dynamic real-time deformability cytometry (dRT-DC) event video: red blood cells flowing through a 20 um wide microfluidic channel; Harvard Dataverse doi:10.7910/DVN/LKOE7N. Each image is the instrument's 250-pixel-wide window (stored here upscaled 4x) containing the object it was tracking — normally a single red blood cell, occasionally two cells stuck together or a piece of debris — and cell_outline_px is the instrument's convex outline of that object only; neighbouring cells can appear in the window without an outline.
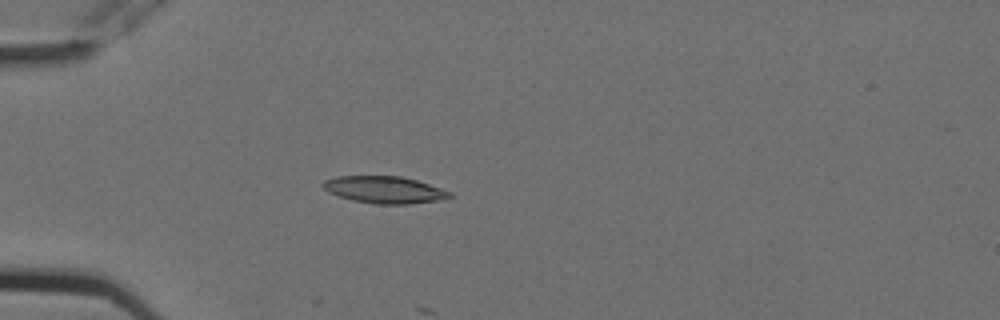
{"species": "Egyptian fruit bat (a non-hibernating species)", "species_latin": "Rousettus aegyptiacus", "temperature_condition": "cold", "stored_images_in_passage": 5, "camera_frame_rate_fps": 3000, "um_per_image_px": 0.085, "animal": {"sex": "female"}, "frame": {"image": 1, "passage_image": 4, "time_ms": 1.0, "image_size_px": [1000, 320], "cell_outline_px": [[452, 196], [436, 200], [408, 204], [376, 204], [352, 200], [328, 192], [320, 184], [324, 180], [336, 176], [400, 176], [416, 180], [452, 192]], "centroid_in_image_um": [32.63, 16.12], "position_along_channel_um": 52.4, "area_um2": 19.77}}